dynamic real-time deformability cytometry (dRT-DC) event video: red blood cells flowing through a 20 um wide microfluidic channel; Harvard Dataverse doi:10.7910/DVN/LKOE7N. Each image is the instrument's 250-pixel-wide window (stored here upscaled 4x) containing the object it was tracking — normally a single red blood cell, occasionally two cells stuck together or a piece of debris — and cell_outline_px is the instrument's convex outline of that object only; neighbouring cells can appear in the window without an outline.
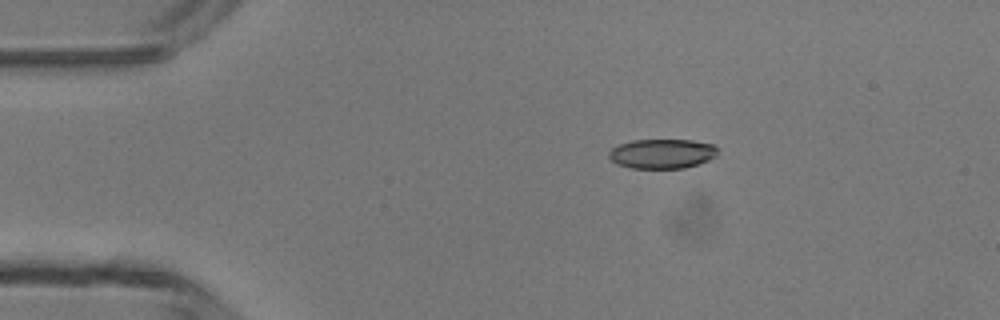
{"species": "common noctule bat (a hibernating species)", "species_latin": "Nyctalus noctula", "temperature_condition": "room temperature", "stored_images_in_passage": 6, "camera_frame_rate_fps": 3000, "um_per_image_px": 0.085, "animal": {"sex": "male", "body_mass_g": 13.3}, "frame": {"image": 1, "passage_image": 3, "time_ms": 2.333, "image_size_px": [1000, 320], "cell_outline_px": [[716, 156], [708, 160], [684, 168], [632, 168], [616, 164], [608, 156], [608, 152], [612, 148], [620, 144], [632, 140], [692, 140], [712, 144], [716, 148]], "centroid_in_image_um": [56.24, 13.06], "position_along_channel_um": 28.8, "area_um2": 18.61}}
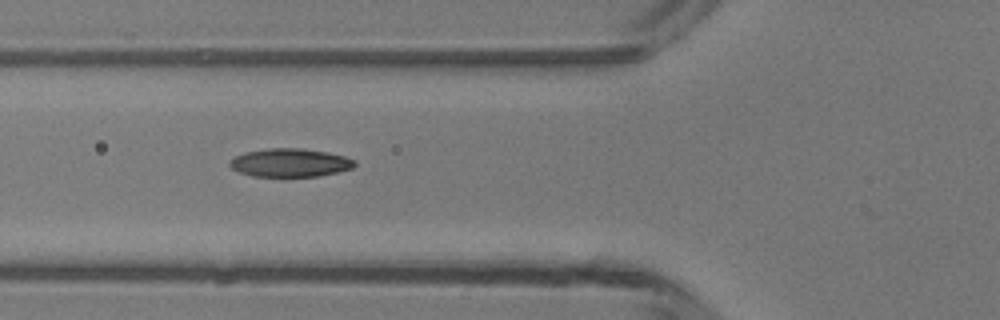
{"frame": {"image": 2, "passage_image": 5, "time_ms": 5.333, "image_size_px": [1000, 320], "cell_outline_px": [[356, 164], [352, 168], [320, 176], [252, 176], [240, 172], [232, 168], [228, 164], [228, 160], [244, 152], [268, 148], [304, 148], [328, 152], [344, 156], [356, 160]], "centroid_in_image_um": [24.65, 13.82], "position_along_channel_um": 101.2, "area_um2": 20.69}}
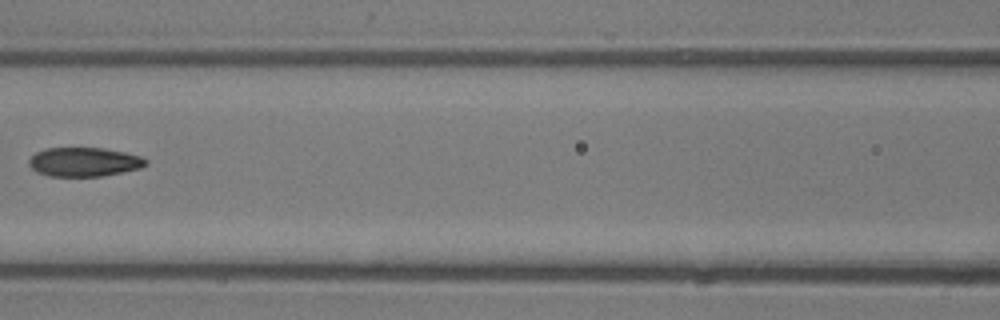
{"frame": {"image": 3, "passage_image": 6, "time_ms": 6.667, "image_size_px": [1000, 320], "cell_outline_px": [[148, 164], [140, 168], [100, 176], [48, 176], [36, 172], [28, 164], [28, 160], [36, 152], [44, 148], [104, 148], [124, 152], [140, 156], [148, 160]], "centroid_in_image_um": [7.12, 13.76], "position_along_channel_um": 159.5, "area_um2": 19.77}}